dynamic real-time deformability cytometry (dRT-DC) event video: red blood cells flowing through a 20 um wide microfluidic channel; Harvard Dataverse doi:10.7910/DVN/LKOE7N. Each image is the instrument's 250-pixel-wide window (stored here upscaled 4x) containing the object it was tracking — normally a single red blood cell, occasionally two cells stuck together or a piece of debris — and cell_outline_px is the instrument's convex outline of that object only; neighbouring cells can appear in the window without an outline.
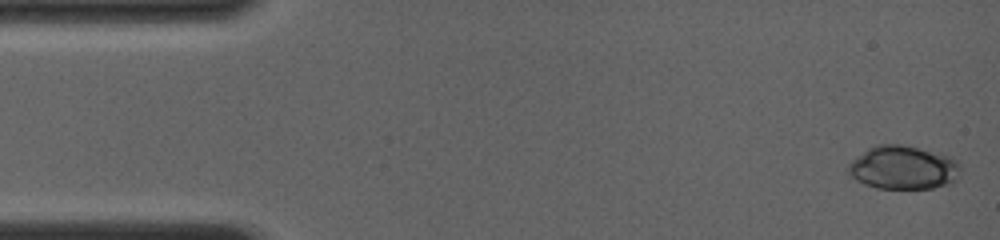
{"species": "common noctule bat (a hibernating species)", "species_latin": "Nyctalus noctula", "temperature_condition": "room temperature", "stored_images_in_passage": 13, "camera_frame_rate_fps": 4000, "um_per_image_px": 0.085, "animal": {"sex": "female", "body_mass_g": 19.0, "forearm_length_mm": 56.7}, "frame": {"image": 1, "passage_image": 1, "time_ms": 0.0, "image_size_px": [1000, 240], "cell_outline_px": [[960, 172], [956, 180], [948, 184], [932, 188], [876, 188], [864, 184], [856, 180], [848, 172], [848, 164], [852, 160], [868, 148], [876, 144], [900, 144], [952, 156], [960, 160]], "centroid_in_image_um": [76.8, 14.24], "position_along_channel_um": 8.2, "area_um2": 28.61}}
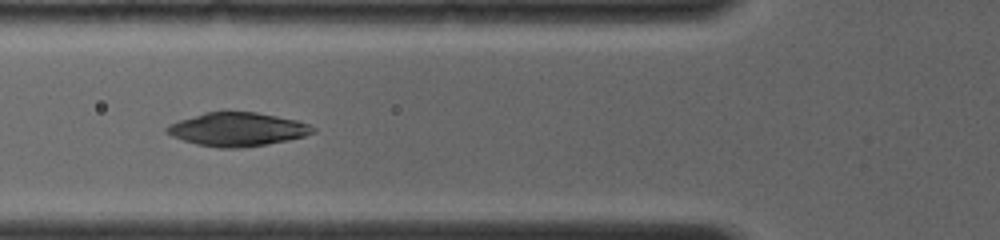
{"frame": {"image": 2, "passage_image": 10, "time_ms": 5.25, "image_size_px": [1000, 240], "cell_outline_px": [[316, 132], [304, 136], [288, 140], [240, 148], [220, 148], [196, 144], [172, 136], [164, 132], [164, 128], [168, 124], [204, 112], [224, 108], [256, 112], [296, 120], [308, 124], [316, 128]], "centroid_in_image_um": [20.14, 10.95], "position_along_channel_um": 105.7, "area_um2": 29.19}}
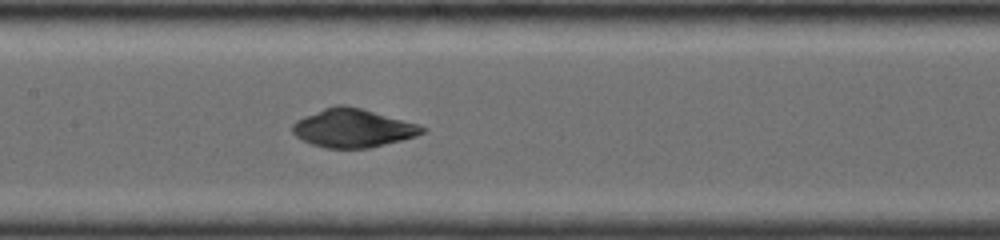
{"frame": {"image": 3, "passage_image": 13, "time_ms": 7.0, "image_size_px": [1000, 240], "cell_outline_px": [[428, 128], [424, 132], [416, 136], [368, 148], [324, 148], [312, 144], [296, 136], [292, 132], [292, 124], [296, 120], [304, 116], [324, 108], [336, 104], [344, 104], [360, 108], [420, 124]], "centroid_in_image_um": [29.99, 10.88], "position_along_channel_um": 177.4, "area_um2": 28.96}}